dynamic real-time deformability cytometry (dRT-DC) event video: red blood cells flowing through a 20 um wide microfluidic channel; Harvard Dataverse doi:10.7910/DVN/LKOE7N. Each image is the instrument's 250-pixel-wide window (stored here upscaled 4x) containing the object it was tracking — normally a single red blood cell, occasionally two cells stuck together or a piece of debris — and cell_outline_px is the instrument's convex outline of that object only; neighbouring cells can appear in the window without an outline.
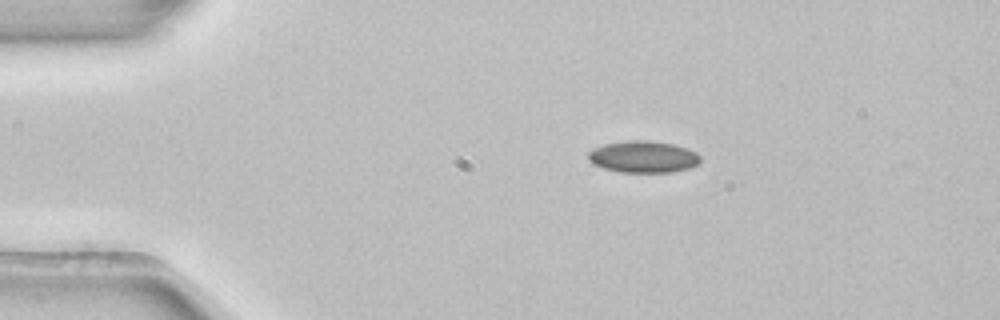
{"species": "common noctule bat (a hibernating species)", "species_latin": "Nyctalus noctula", "temperature_condition": "room temperature", "stored_images_in_passage": 3, "camera_frame_rate_fps": 3000, "um_per_image_px": 0.085, "animal": {"sex": "female", "body_mass_g": 22.7, "forearm_length_mm": 54.2}, "frame": {"image": 1, "passage_image": 1, "time_ms": 0.0, "image_size_px": [1000, 320], "cell_outline_px": [[700, 160], [696, 164], [688, 168], [672, 172], [620, 172], [604, 168], [592, 164], [588, 160], [588, 152], [592, 148], [604, 144], [628, 140], [648, 140], [672, 144], [688, 148], [696, 152], [700, 156]], "centroid_in_image_um": [54.64, 13.32], "position_along_channel_um": 30.4, "area_um2": 20.81}}
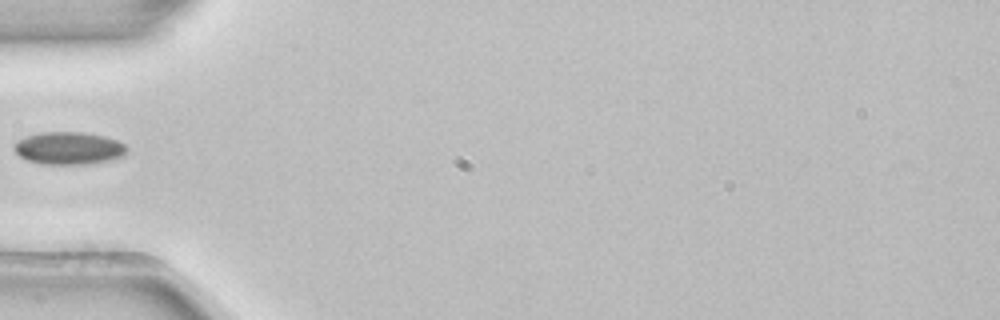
{"frame": {"image": 2, "passage_image": 3, "time_ms": 0.667, "image_size_px": [1000, 320], "cell_outline_px": [[128, 148], [124, 156], [112, 160], [88, 164], [44, 164], [28, 160], [20, 156], [16, 152], [16, 140], [24, 136], [40, 132], [84, 132], [104, 136], [116, 140], [124, 144]], "centroid_in_image_um": [5.87, 12.59], "position_along_channel_um": 79.1, "area_um2": 21.44}}